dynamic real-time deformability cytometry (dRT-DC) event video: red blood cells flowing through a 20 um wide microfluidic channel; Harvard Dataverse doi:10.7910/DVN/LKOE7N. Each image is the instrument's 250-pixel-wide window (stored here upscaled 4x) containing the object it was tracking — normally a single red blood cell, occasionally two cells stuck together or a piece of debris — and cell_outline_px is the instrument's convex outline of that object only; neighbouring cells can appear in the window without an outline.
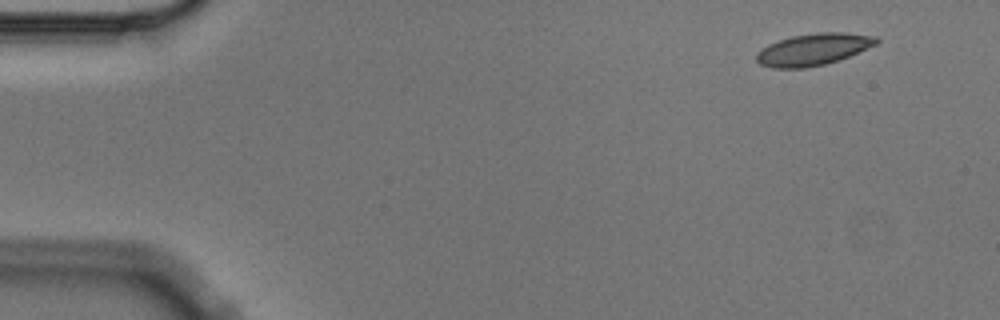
{"species": "Egyptian fruit bat (a non-hibernating species)", "species_latin": "Rousettus aegyptiacus", "temperature_condition": "cold", "stored_images_in_passage": 8, "camera_frame_rate_fps": 3000, "um_per_image_px": 0.085, "animal": {"sex": "male"}, "frame": {"image": 1, "passage_image": 1, "time_ms": 0.0, "image_size_px": [1000, 320], "cell_outline_px": [[880, 40], [876, 44], [848, 56], [824, 64], [804, 68], [772, 68], [760, 64], [756, 60], [756, 52], [768, 44], [792, 36], [816, 32], [844, 32], [876, 36]], "centroid_in_image_um": [69.1, 4.19], "position_along_channel_um": 15.9, "area_um2": 22.08}}
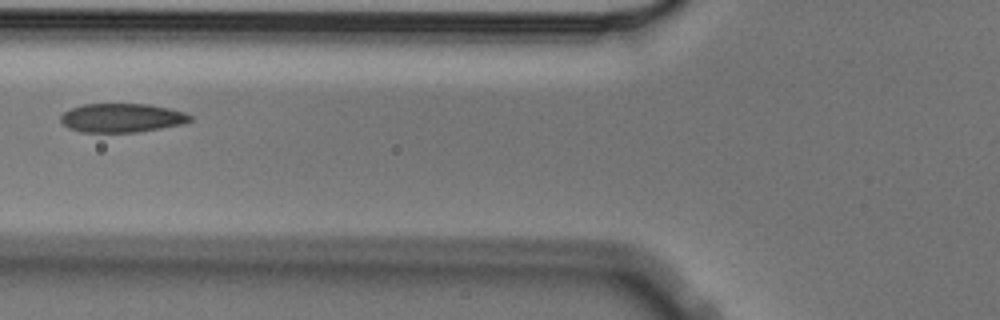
{"frame": {"image": 2, "passage_image": 5, "time_ms": 1.333, "image_size_px": [1000, 320], "cell_outline_px": [[192, 120], [184, 124], [136, 132], [80, 132], [68, 128], [60, 120], [60, 116], [64, 112], [72, 108], [84, 104], [148, 104], [168, 108], [184, 112], [192, 116]], "centroid_in_image_um": [10.36, 10.02], "position_along_channel_um": 115.4, "area_um2": 21.73}}
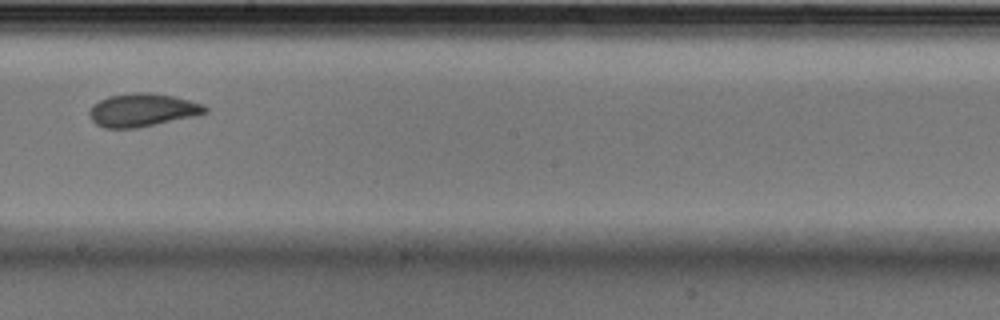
{"frame": {"image": 3, "passage_image": 8, "time_ms": 2.333, "image_size_px": [1000, 320], "cell_outline_px": [[208, 112], [192, 116], [136, 128], [104, 128], [96, 124], [88, 116], [88, 112], [92, 104], [108, 96], [132, 92], [152, 92], [172, 96], [204, 104], [208, 108]], "centroid_in_image_um": [12.05, 9.34], "position_along_channel_um": 236.1, "area_um2": 22.31}}